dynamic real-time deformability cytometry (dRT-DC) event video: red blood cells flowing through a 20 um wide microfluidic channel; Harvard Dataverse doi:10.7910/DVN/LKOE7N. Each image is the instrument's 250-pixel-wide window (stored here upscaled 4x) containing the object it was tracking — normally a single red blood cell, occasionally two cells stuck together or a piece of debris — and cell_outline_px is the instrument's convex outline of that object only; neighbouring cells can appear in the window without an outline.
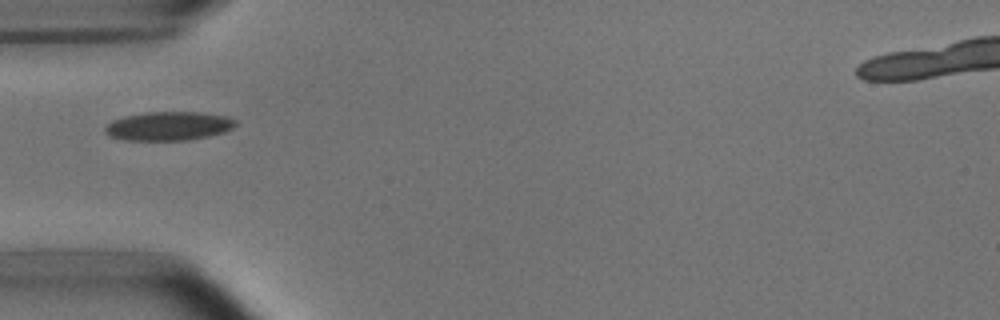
{"species": "common noctule bat (a hibernating species)", "species_latin": "Nyctalus noctula", "temperature_condition": "room temperature", "stored_images_in_passage": 15, "camera_frame_rate_fps": 3000, "um_per_image_px": 0.085, "animal": {"sex": "male", "body_mass_g": 15.6}, "frame": {"image": 1, "passage_image": 1, "time_ms": 0.0, "image_size_px": [1000, 320], "cell_outline_px": [[236, 124], [232, 128], [224, 132], [208, 136], [188, 140], [124, 140], [112, 136], [104, 132], [104, 128], [112, 120], [124, 116], [144, 112], [200, 112], [228, 116], [236, 120]], "centroid_in_image_um": [14.34, 10.7], "position_along_channel_um": 70.7, "area_um2": 21.96}}
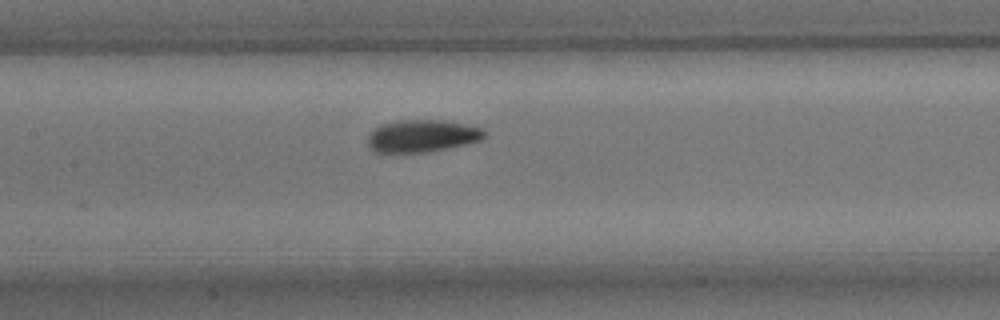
{"frame": {"image": 2, "passage_image": 9, "time_ms": 2.667, "image_size_px": [1000, 320], "cell_outline_px": [[488, 136], [480, 140], [464, 144], [424, 152], [372, 152], [368, 148], [368, 136], [380, 124], [400, 120], [444, 120], [468, 124], [484, 128], [488, 132]], "centroid_in_image_um": [35.91, 11.54], "position_along_channel_um": 171.5, "area_um2": 22.08}}
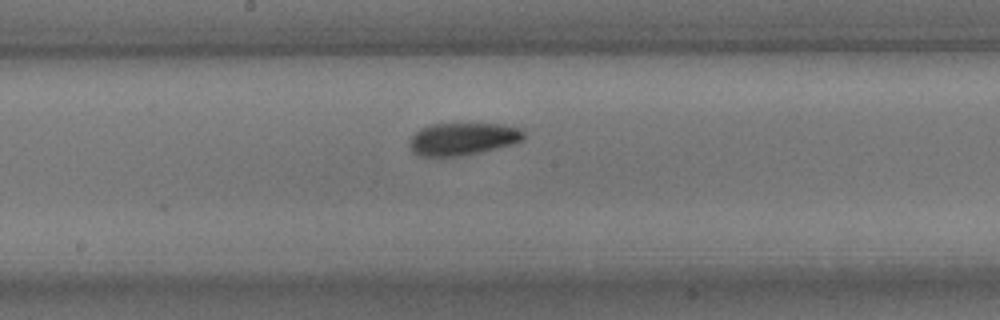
{"frame": {"image": 3, "passage_image": 12, "time_ms": 3.667, "image_size_px": [1000, 320], "cell_outline_px": [[524, 140], [512, 144], [464, 156], [420, 156], [412, 152], [408, 144], [408, 140], [420, 128], [432, 124], [504, 124], [520, 128], [524, 132]], "centroid_in_image_um": [39.32, 11.81], "position_along_channel_um": 208.9, "area_um2": 21.73}}